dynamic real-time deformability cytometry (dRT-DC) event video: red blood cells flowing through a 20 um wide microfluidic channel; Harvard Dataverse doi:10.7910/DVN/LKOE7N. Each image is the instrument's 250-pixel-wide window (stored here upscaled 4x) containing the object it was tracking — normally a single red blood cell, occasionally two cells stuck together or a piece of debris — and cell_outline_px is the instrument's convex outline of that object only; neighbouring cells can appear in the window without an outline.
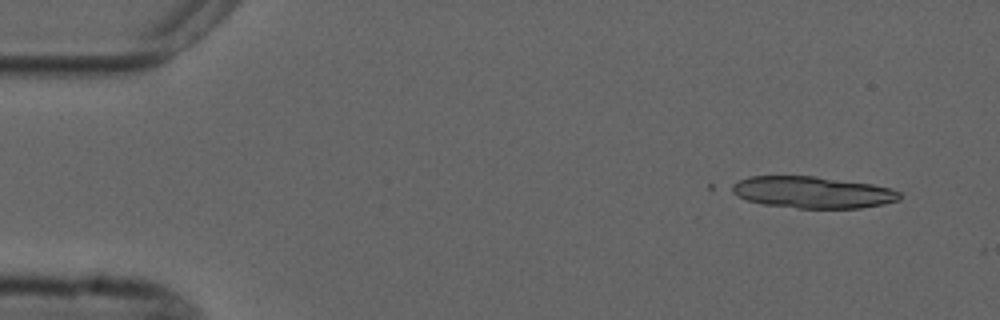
{"species": "common noctule bat (a hibernating species)", "species_latin": "Nyctalus noctula", "temperature_condition": "cold", "stored_images_in_passage": 4, "camera_frame_rate_fps": 3000, "um_per_image_px": 0.085, "animal": {"sex": "male", "forearm_length_mm": 52.5}, "frame": {"image": 1, "passage_image": 1, "time_ms": 0.0, "image_size_px": [1000, 320], "cell_outline_px": [[900, 200], [884, 204], [860, 208], [796, 208], [764, 204], [748, 200], [724, 188], [748, 176], [816, 176], [872, 184], [892, 188], [900, 192]], "centroid_in_image_um": [69.06, 16.34], "position_along_channel_um": 15.9, "area_um2": 31.15}}